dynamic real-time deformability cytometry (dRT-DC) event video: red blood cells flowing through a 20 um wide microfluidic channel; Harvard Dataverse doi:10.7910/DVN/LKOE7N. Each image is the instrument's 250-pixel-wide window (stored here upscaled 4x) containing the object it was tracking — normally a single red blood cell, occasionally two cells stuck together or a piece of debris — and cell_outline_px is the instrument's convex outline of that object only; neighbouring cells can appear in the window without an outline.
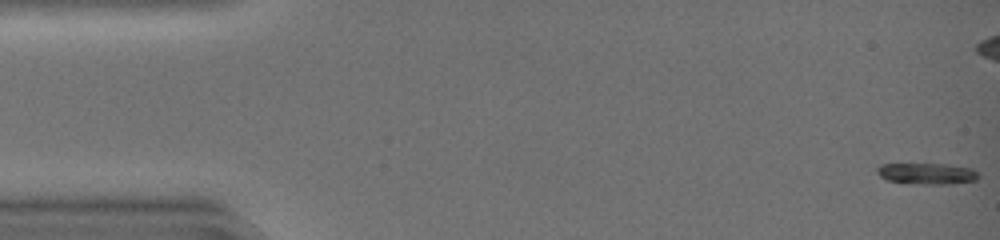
{"species": "common noctule bat (a hibernating species)", "species_latin": "Nyctalus noctula", "temperature_condition": "warm", "stored_images_in_passage": 9, "camera_frame_rate_fps": 3000, "um_per_image_px": 0.085, "animal": {"sex": "female", "body_mass_g": 19.0, "forearm_length_mm": 51.5}, "frame": {"image": 1, "passage_image": 1, "time_ms": 0.0, "image_size_px": [1000, 240], "cell_outline_px": [[980, 176], [976, 180], [952, 184], [920, 184], [888, 180], [880, 176], [876, 172], [876, 168], [880, 164], [948, 164], [972, 168]], "centroid_in_image_um": [78.8, 14.75], "position_along_channel_um": 6.2, "area_um2": 12.54}}